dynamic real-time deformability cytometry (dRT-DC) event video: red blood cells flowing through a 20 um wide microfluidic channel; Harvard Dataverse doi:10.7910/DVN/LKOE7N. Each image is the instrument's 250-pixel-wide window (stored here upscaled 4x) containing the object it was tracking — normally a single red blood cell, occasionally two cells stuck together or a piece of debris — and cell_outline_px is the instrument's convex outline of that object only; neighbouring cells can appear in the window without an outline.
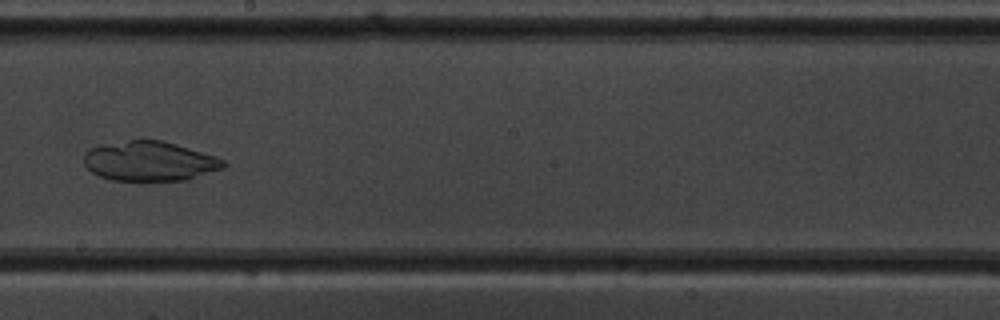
{"species": "common noctule bat (a hibernating species)", "species_latin": "Nyctalus noctula", "temperature_condition": "warm", "stored_images_in_passage": 44, "camera_frame_rate_fps": 3000, "um_per_image_px": 0.085, "animal": {"sex": "male", "body_mass_g": 19.5, "forearm_length_mm": 54.6}, "frame": {"image": 1, "passage_image": 23, "time_ms": 7.333, "image_size_px": [1000, 320], "cell_outline_px": [[228, 164], [224, 168], [188, 180], [112, 180], [100, 176], [92, 172], [84, 164], [84, 152], [88, 148], [104, 144], [128, 140], [160, 140], [176, 144], [216, 156], [224, 160]], "centroid_in_image_um": [12.73, 13.7], "position_along_channel_um": 235.5, "area_um2": 32.31}}